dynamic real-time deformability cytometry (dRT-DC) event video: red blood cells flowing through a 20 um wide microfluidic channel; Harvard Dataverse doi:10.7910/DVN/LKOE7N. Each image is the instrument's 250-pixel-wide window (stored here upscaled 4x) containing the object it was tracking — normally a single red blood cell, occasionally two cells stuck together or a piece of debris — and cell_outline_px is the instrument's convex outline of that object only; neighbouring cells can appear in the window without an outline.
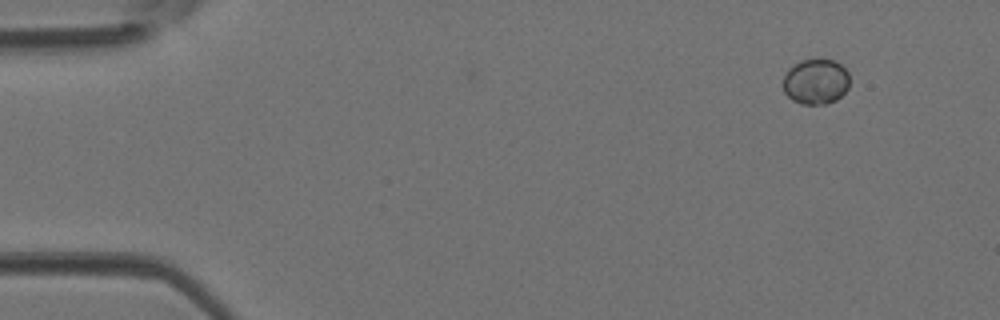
{"species": "Egyptian fruit bat (a non-hibernating species)", "species_latin": "Rousettus aegyptiacus", "temperature_condition": "room temperature", "stored_images_in_passage": 41, "camera_frame_rate_fps": 3000, "um_per_image_px": 0.085, "animal": {"sex": "female"}, "frame": {"image": 1, "passage_image": 1, "time_ms": 0.0, "image_size_px": [1000, 320], "cell_outline_px": [[848, 88], [836, 100], [824, 104], [800, 104], [792, 100], [784, 92], [784, 76], [788, 68], [792, 64], [800, 60], [832, 60], [840, 64], [848, 72]], "centroid_in_image_um": [69.32, 6.94], "position_along_channel_um": 15.7, "area_um2": 17.51}}
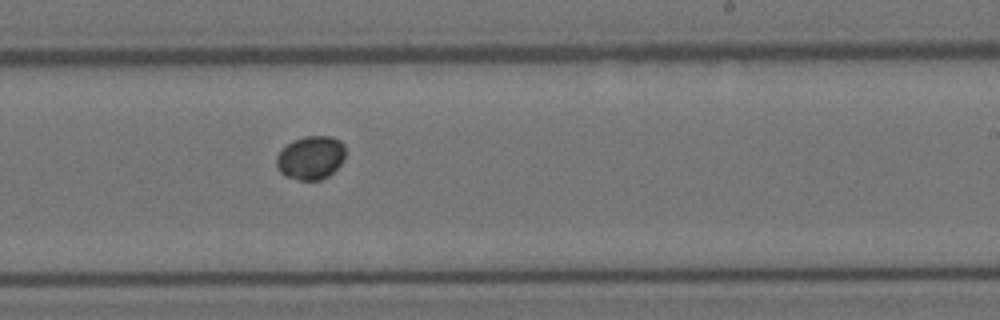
{"frame": {"image": 2, "passage_image": 24, "time_ms": 7.667, "image_size_px": [1000, 320], "cell_outline_px": [[344, 160], [328, 176], [320, 180], [300, 180], [284, 176], [280, 172], [276, 164], [276, 156], [292, 140], [304, 136], [332, 136], [340, 140], [344, 144]], "centroid_in_image_um": [26.41, 13.4], "position_along_channel_um": 262.6, "area_um2": 17.51}}
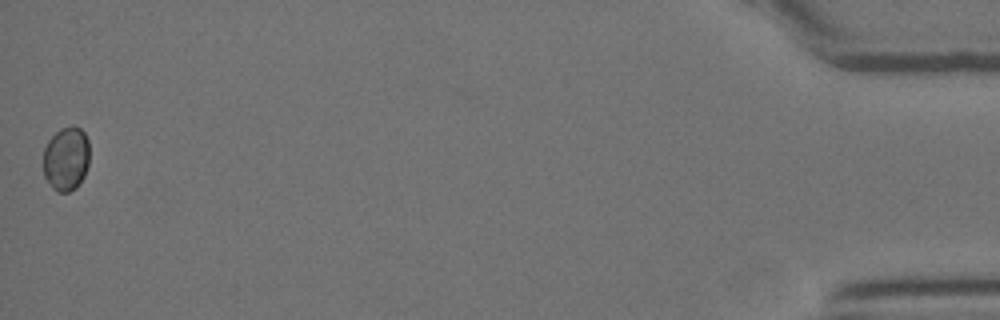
{"frame": {"image": 3, "passage_image": 41, "time_ms": 13.333, "image_size_px": [1000, 320], "cell_outline_px": [[88, 164], [84, 176], [76, 188], [68, 192], [56, 192], [52, 188], [44, 176], [44, 148], [48, 140], [60, 128], [72, 124], [80, 128], [84, 132], [88, 140]], "centroid_in_image_um": [5.62, 13.48], "position_along_channel_um": 429.6, "area_um2": 17.4}}